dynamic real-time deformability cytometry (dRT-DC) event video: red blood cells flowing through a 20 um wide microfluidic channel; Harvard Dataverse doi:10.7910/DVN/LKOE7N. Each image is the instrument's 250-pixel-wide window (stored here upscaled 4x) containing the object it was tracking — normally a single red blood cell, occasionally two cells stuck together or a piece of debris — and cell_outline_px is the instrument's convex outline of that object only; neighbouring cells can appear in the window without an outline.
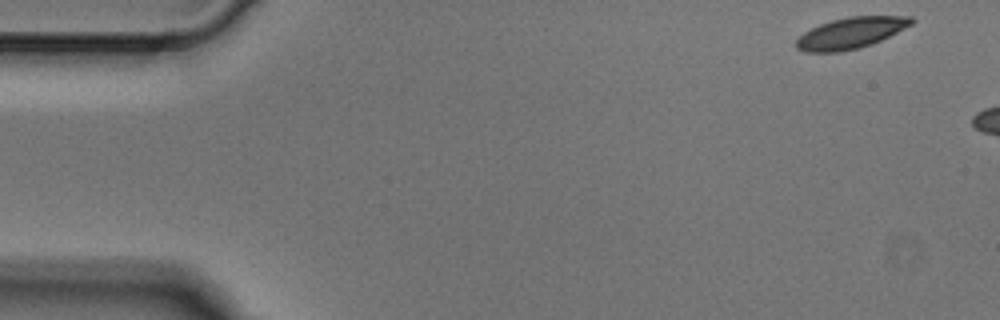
{"species": "Egyptian fruit bat (a non-hibernating species)", "species_latin": "Rousettus aegyptiacus", "temperature_condition": "cold", "stored_images_in_passage": 3, "camera_frame_rate_fps": 3000, "um_per_image_px": 0.085, "animal": {"sex": "male"}, "frame": {"image": 1, "passage_image": 1, "time_ms": 0.0, "image_size_px": [1000, 320], "cell_outline_px": [[916, 20], [912, 24], [872, 44], [860, 48], [840, 52], [804, 52], [796, 48], [796, 40], [804, 32], [820, 24], [832, 20], [848, 16], [912, 16]], "centroid_in_image_um": [72.31, 2.8], "position_along_channel_um": 12.7, "area_um2": 20.87}}